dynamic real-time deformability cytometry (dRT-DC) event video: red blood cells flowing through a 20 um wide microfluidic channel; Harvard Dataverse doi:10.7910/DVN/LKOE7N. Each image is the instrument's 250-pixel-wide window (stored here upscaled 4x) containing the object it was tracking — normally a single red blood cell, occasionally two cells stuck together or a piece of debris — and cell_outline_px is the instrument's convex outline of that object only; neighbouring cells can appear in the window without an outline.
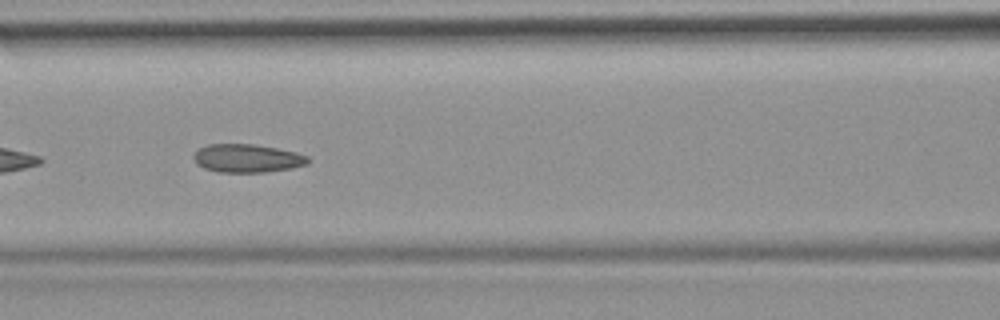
{"species": "common noctule bat (a hibernating species)", "species_latin": "Nyctalus noctula", "temperature_condition": "room temperature", "stored_images_in_passage": 37, "camera_frame_rate_fps": 3000, "um_per_image_px": 0.085, "animal": {"sex": "female", "body_mass_g": 19.9}, "frame": {"image": 1, "passage_image": 22, "time_ms": 7.0, "image_size_px": [1000, 320], "cell_outline_px": [[308, 164], [292, 168], [264, 172], [216, 172], [204, 168], [196, 164], [192, 156], [200, 148], [208, 144], [252, 144], [276, 148], [296, 152], [308, 156]], "centroid_in_image_um": [20.99, 13.46], "position_along_channel_um": 145.6, "area_um2": 18.84}}